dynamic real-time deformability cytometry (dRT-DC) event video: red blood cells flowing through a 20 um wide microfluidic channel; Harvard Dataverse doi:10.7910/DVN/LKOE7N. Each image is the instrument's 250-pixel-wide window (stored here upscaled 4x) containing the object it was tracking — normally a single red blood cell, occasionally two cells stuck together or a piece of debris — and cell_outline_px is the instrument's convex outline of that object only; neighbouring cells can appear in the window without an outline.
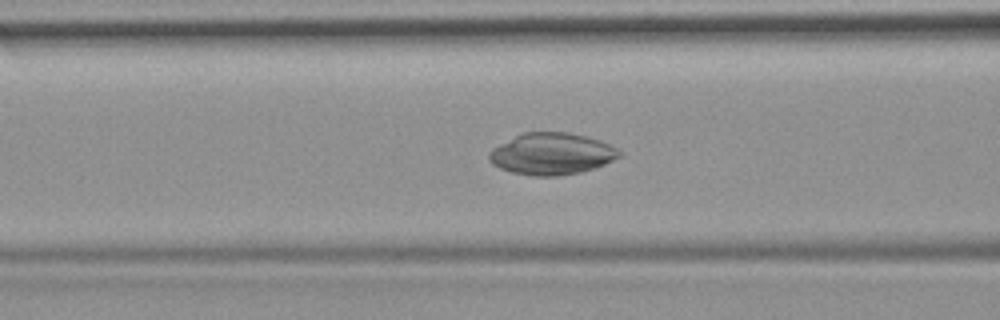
{"species": "common noctule bat (a hibernating species)", "species_latin": "Nyctalus noctula", "temperature_condition": "room temperature", "stored_images_in_passage": 16, "camera_frame_rate_fps": 3000, "um_per_image_px": 0.085, "animal": {"sex": "female", "body_mass_g": 19.9}, "frame": {"image": 1, "passage_image": 14, "time_ms": 4.333, "image_size_px": [1000, 320], "cell_outline_px": [[620, 156], [604, 164], [580, 172], [556, 176], [532, 176], [512, 172], [500, 168], [492, 164], [488, 160], [488, 152], [492, 148], [524, 132], [568, 132], [600, 140], [616, 148], [620, 152]], "centroid_in_image_um": [46.85, 13.08], "position_along_channel_um": 119.8, "area_um2": 31.39}}